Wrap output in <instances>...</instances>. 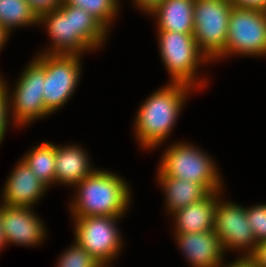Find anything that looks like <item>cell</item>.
<instances>
[{"label": "cell", "instance_id": "obj_31", "mask_svg": "<svg viewBox=\"0 0 266 267\" xmlns=\"http://www.w3.org/2000/svg\"><path fill=\"white\" fill-rule=\"evenodd\" d=\"M8 36L9 35L0 26V50L3 48V45H5L6 40L9 38Z\"/></svg>", "mask_w": 266, "mask_h": 267}, {"label": "cell", "instance_id": "obj_4", "mask_svg": "<svg viewBox=\"0 0 266 267\" xmlns=\"http://www.w3.org/2000/svg\"><path fill=\"white\" fill-rule=\"evenodd\" d=\"M232 7L229 0H195L193 35L198 48L209 61L225 57Z\"/></svg>", "mask_w": 266, "mask_h": 267}, {"label": "cell", "instance_id": "obj_12", "mask_svg": "<svg viewBox=\"0 0 266 267\" xmlns=\"http://www.w3.org/2000/svg\"><path fill=\"white\" fill-rule=\"evenodd\" d=\"M1 205L2 227L7 244L34 246L41 243L45 229L31 208Z\"/></svg>", "mask_w": 266, "mask_h": 267}, {"label": "cell", "instance_id": "obj_22", "mask_svg": "<svg viewBox=\"0 0 266 267\" xmlns=\"http://www.w3.org/2000/svg\"><path fill=\"white\" fill-rule=\"evenodd\" d=\"M57 267H104L76 241L61 255Z\"/></svg>", "mask_w": 266, "mask_h": 267}, {"label": "cell", "instance_id": "obj_30", "mask_svg": "<svg viewBox=\"0 0 266 267\" xmlns=\"http://www.w3.org/2000/svg\"><path fill=\"white\" fill-rule=\"evenodd\" d=\"M7 244L6 242V238L4 236V231H3V227H2V220H1V206H0V249L5 246Z\"/></svg>", "mask_w": 266, "mask_h": 267}, {"label": "cell", "instance_id": "obj_23", "mask_svg": "<svg viewBox=\"0 0 266 267\" xmlns=\"http://www.w3.org/2000/svg\"><path fill=\"white\" fill-rule=\"evenodd\" d=\"M247 220L257 243L266 240V204L246 208Z\"/></svg>", "mask_w": 266, "mask_h": 267}, {"label": "cell", "instance_id": "obj_1", "mask_svg": "<svg viewBox=\"0 0 266 267\" xmlns=\"http://www.w3.org/2000/svg\"><path fill=\"white\" fill-rule=\"evenodd\" d=\"M53 40L48 54L81 55L99 48L108 30L86 10L62 3L57 9L39 15Z\"/></svg>", "mask_w": 266, "mask_h": 267}, {"label": "cell", "instance_id": "obj_15", "mask_svg": "<svg viewBox=\"0 0 266 267\" xmlns=\"http://www.w3.org/2000/svg\"><path fill=\"white\" fill-rule=\"evenodd\" d=\"M219 191L210 192L202 200L179 209L172 215L176 219L175 233H196L214 229V217Z\"/></svg>", "mask_w": 266, "mask_h": 267}, {"label": "cell", "instance_id": "obj_14", "mask_svg": "<svg viewBox=\"0 0 266 267\" xmlns=\"http://www.w3.org/2000/svg\"><path fill=\"white\" fill-rule=\"evenodd\" d=\"M3 204L13 207H29L47 190L29 166L21 160L5 183Z\"/></svg>", "mask_w": 266, "mask_h": 267}, {"label": "cell", "instance_id": "obj_25", "mask_svg": "<svg viewBox=\"0 0 266 267\" xmlns=\"http://www.w3.org/2000/svg\"><path fill=\"white\" fill-rule=\"evenodd\" d=\"M253 267H266V240L257 243L255 250L246 258Z\"/></svg>", "mask_w": 266, "mask_h": 267}, {"label": "cell", "instance_id": "obj_28", "mask_svg": "<svg viewBox=\"0 0 266 267\" xmlns=\"http://www.w3.org/2000/svg\"><path fill=\"white\" fill-rule=\"evenodd\" d=\"M135 1L136 5H138V7L141 10H144L148 14H151L165 0H135Z\"/></svg>", "mask_w": 266, "mask_h": 267}, {"label": "cell", "instance_id": "obj_5", "mask_svg": "<svg viewBox=\"0 0 266 267\" xmlns=\"http://www.w3.org/2000/svg\"><path fill=\"white\" fill-rule=\"evenodd\" d=\"M197 149L187 143L172 145L165 151L159 169L167 176L201 184L209 193L222 190L215 164Z\"/></svg>", "mask_w": 266, "mask_h": 267}, {"label": "cell", "instance_id": "obj_8", "mask_svg": "<svg viewBox=\"0 0 266 267\" xmlns=\"http://www.w3.org/2000/svg\"><path fill=\"white\" fill-rule=\"evenodd\" d=\"M18 79L12 102L11 113L15 124L26 125L37 118L51 115L43 100V84L45 83V53L35 57Z\"/></svg>", "mask_w": 266, "mask_h": 267}, {"label": "cell", "instance_id": "obj_9", "mask_svg": "<svg viewBox=\"0 0 266 267\" xmlns=\"http://www.w3.org/2000/svg\"><path fill=\"white\" fill-rule=\"evenodd\" d=\"M120 217H75V241L103 266L121 250L122 239L115 223Z\"/></svg>", "mask_w": 266, "mask_h": 267}, {"label": "cell", "instance_id": "obj_18", "mask_svg": "<svg viewBox=\"0 0 266 267\" xmlns=\"http://www.w3.org/2000/svg\"><path fill=\"white\" fill-rule=\"evenodd\" d=\"M158 180L164 190L168 211L171 214L179 209L185 208L191 203L205 198L209 192L201 185L165 175L160 169Z\"/></svg>", "mask_w": 266, "mask_h": 267}, {"label": "cell", "instance_id": "obj_13", "mask_svg": "<svg viewBox=\"0 0 266 267\" xmlns=\"http://www.w3.org/2000/svg\"><path fill=\"white\" fill-rule=\"evenodd\" d=\"M177 245L192 267L221 266L224 250L214 230L196 233H175Z\"/></svg>", "mask_w": 266, "mask_h": 267}, {"label": "cell", "instance_id": "obj_3", "mask_svg": "<svg viewBox=\"0 0 266 267\" xmlns=\"http://www.w3.org/2000/svg\"><path fill=\"white\" fill-rule=\"evenodd\" d=\"M75 186L79 189L78 196L71 204V212L75 217H122L131 199L124 179L104 170L97 169Z\"/></svg>", "mask_w": 266, "mask_h": 267}, {"label": "cell", "instance_id": "obj_26", "mask_svg": "<svg viewBox=\"0 0 266 267\" xmlns=\"http://www.w3.org/2000/svg\"><path fill=\"white\" fill-rule=\"evenodd\" d=\"M31 8L37 13V15H41L45 12L52 11L53 9H57L62 3L63 0H26Z\"/></svg>", "mask_w": 266, "mask_h": 267}, {"label": "cell", "instance_id": "obj_29", "mask_svg": "<svg viewBox=\"0 0 266 267\" xmlns=\"http://www.w3.org/2000/svg\"><path fill=\"white\" fill-rule=\"evenodd\" d=\"M225 267H253L246 259L238 258L235 262Z\"/></svg>", "mask_w": 266, "mask_h": 267}, {"label": "cell", "instance_id": "obj_20", "mask_svg": "<svg viewBox=\"0 0 266 267\" xmlns=\"http://www.w3.org/2000/svg\"><path fill=\"white\" fill-rule=\"evenodd\" d=\"M38 20L39 16L26 0H0V26L8 35L13 27L39 24Z\"/></svg>", "mask_w": 266, "mask_h": 267}, {"label": "cell", "instance_id": "obj_21", "mask_svg": "<svg viewBox=\"0 0 266 267\" xmlns=\"http://www.w3.org/2000/svg\"><path fill=\"white\" fill-rule=\"evenodd\" d=\"M63 3L86 10L107 30L118 13V0H63Z\"/></svg>", "mask_w": 266, "mask_h": 267}, {"label": "cell", "instance_id": "obj_27", "mask_svg": "<svg viewBox=\"0 0 266 267\" xmlns=\"http://www.w3.org/2000/svg\"><path fill=\"white\" fill-rule=\"evenodd\" d=\"M234 7L266 10V0H229Z\"/></svg>", "mask_w": 266, "mask_h": 267}, {"label": "cell", "instance_id": "obj_7", "mask_svg": "<svg viewBox=\"0 0 266 267\" xmlns=\"http://www.w3.org/2000/svg\"><path fill=\"white\" fill-rule=\"evenodd\" d=\"M266 55V10L232 7L225 56Z\"/></svg>", "mask_w": 266, "mask_h": 267}, {"label": "cell", "instance_id": "obj_16", "mask_svg": "<svg viewBox=\"0 0 266 267\" xmlns=\"http://www.w3.org/2000/svg\"><path fill=\"white\" fill-rule=\"evenodd\" d=\"M80 146L58 147L55 145V182L77 185L96 171L89 165L88 155Z\"/></svg>", "mask_w": 266, "mask_h": 267}, {"label": "cell", "instance_id": "obj_24", "mask_svg": "<svg viewBox=\"0 0 266 267\" xmlns=\"http://www.w3.org/2000/svg\"><path fill=\"white\" fill-rule=\"evenodd\" d=\"M4 81L0 78V144L4 138L7 123H8V116L10 115L9 112V105H10V97L8 96V92Z\"/></svg>", "mask_w": 266, "mask_h": 267}, {"label": "cell", "instance_id": "obj_11", "mask_svg": "<svg viewBox=\"0 0 266 267\" xmlns=\"http://www.w3.org/2000/svg\"><path fill=\"white\" fill-rule=\"evenodd\" d=\"M214 217V232L219 237L223 250L245 249L248 251L241 259H246L257 246V241L247 220L246 208L238 204L218 202Z\"/></svg>", "mask_w": 266, "mask_h": 267}, {"label": "cell", "instance_id": "obj_2", "mask_svg": "<svg viewBox=\"0 0 266 267\" xmlns=\"http://www.w3.org/2000/svg\"><path fill=\"white\" fill-rule=\"evenodd\" d=\"M190 89L186 84L171 82L141 105L135 119V131L142 147L151 149L165 141Z\"/></svg>", "mask_w": 266, "mask_h": 267}, {"label": "cell", "instance_id": "obj_17", "mask_svg": "<svg viewBox=\"0 0 266 267\" xmlns=\"http://www.w3.org/2000/svg\"><path fill=\"white\" fill-rule=\"evenodd\" d=\"M195 0H165L152 12L156 15L158 31H172L184 34L194 32Z\"/></svg>", "mask_w": 266, "mask_h": 267}, {"label": "cell", "instance_id": "obj_6", "mask_svg": "<svg viewBox=\"0 0 266 267\" xmlns=\"http://www.w3.org/2000/svg\"><path fill=\"white\" fill-rule=\"evenodd\" d=\"M159 32L161 58L172 77V83L195 84L198 64L209 59L200 51L193 34L172 31Z\"/></svg>", "mask_w": 266, "mask_h": 267}, {"label": "cell", "instance_id": "obj_19", "mask_svg": "<svg viewBox=\"0 0 266 267\" xmlns=\"http://www.w3.org/2000/svg\"><path fill=\"white\" fill-rule=\"evenodd\" d=\"M22 160L47 187L55 183V145L44 142L27 153Z\"/></svg>", "mask_w": 266, "mask_h": 267}, {"label": "cell", "instance_id": "obj_10", "mask_svg": "<svg viewBox=\"0 0 266 267\" xmlns=\"http://www.w3.org/2000/svg\"><path fill=\"white\" fill-rule=\"evenodd\" d=\"M80 56L45 54V83L43 100L45 109L51 114L73 94L80 78Z\"/></svg>", "mask_w": 266, "mask_h": 267}]
</instances>
